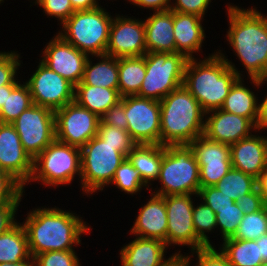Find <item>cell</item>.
Returning a JSON list of instances; mask_svg holds the SVG:
<instances>
[{
	"instance_id": "cell-1",
	"label": "cell",
	"mask_w": 267,
	"mask_h": 266,
	"mask_svg": "<svg viewBox=\"0 0 267 266\" xmlns=\"http://www.w3.org/2000/svg\"><path fill=\"white\" fill-rule=\"evenodd\" d=\"M25 221L23 226L33 258L48 251L73 250V244H80L81 234L91 229L78 216L59 208L33 210Z\"/></svg>"
},
{
	"instance_id": "cell-2",
	"label": "cell",
	"mask_w": 267,
	"mask_h": 266,
	"mask_svg": "<svg viewBox=\"0 0 267 266\" xmlns=\"http://www.w3.org/2000/svg\"><path fill=\"white\" fill-rule=\"evenodd\" d=\"M208 57L201 63L194 57L189 58L183 80V86L205 113L220 109L232 85L241 78L240 71L222 53L216 52Z\"/></svg>"
},
{
	"instance_id": "cell-3",
	"label": "cell",
	"mask_w": 267,
	"mask_h": 266,
	"mask_svg": "<svg viewBox=\"0 0 267 266\" xmlns=\"http://www.w3.org/2000/svg\"><path fill=\"white\" fill-rule=\"evenodd\" d=\"M229 44L245 66L250 78L257 79L267 62V17L253 9L228 5Z\"/></svg>"
},
{
	"instance_id": "cell-4",
	"label": "cell",
	"mask_w": 267,
	"mask_h": 266,
	"mask_svg": "<svg viewBox=\"0 0 267 266\" xmlns=\"http://www.w3.org/2000/svg\"><path fill=\"white\" fill-rule=\"evenodd\" d=\"M160 144H190L204 132V116L199 102L181 86L160 101Z\"/></svg>"
},
{
	"instance_id": "cell-5",
	"label": "cell",
	"mask_w": 267,
	"mask_h": 266,
	"mask_svg": "<svg viewBox=\"0 0 267 266\" xmlns=\"http://www.w3.org/2000/svg\"><path fill=\"white\" fill-rule=\"evenodd\" d=\"M162 187L154 194L198 195L200 189L199 165L189 144L163 146L160 173Z\"/></svg>"
},
{
	"instance_id": "cell-6",
	"label": "cell",
	"mask_w": 267,
	"mask_h": 266,
	"mask_svg": "<svg viewBox=\"0 0 267 266\" xmlns=\"http://www.w3.org/2000/svg\"><path fill=\"white\" fill-rule=\"evenodd\" d=\"M112 17L103 8L75 11L59 32L65 41L89 56L105 55Z\"/></svg>"
},
{
	"instance_id": "cell-7",
	"label": "cell",
	"mask_w": 267,
	"mask_h": 266,
	"mask_svg": "<svg viewBox=\"0 0 267 266\" xmlns=\"http://www.w3.org/2000/svg\"><path fill=\"white\" fill-rule=\"evenodd\" d=\"M187 61L188 58L179 52H147L146 75L137 96L161 101L183 86Z\"/></svg>"
},
{
	"instance_id": "cell-8",
	"label": "cell",
	"mask_w": 267,
	"mask_h": 266,
	"mask_svg": "<svg viewBox=\"0 0 267 266\" xmlns=\"http://www.w3.org/2000/svg\"><path fill=\"white\" fill-rule=\"evenodd\" d=\"M104 142L97 135L80 148L81 176L80 179L85 193L103 190L105 185L111 184L116 169L127 158L115 148Z\"/></svg>"
},
{
	"instance_id": "cell-9",
	"label": "cell",
	"mask_w": 267,
	"mask_h": 266,
	"mask_svg": "<svg viewBox=\"0 0 267 266\" xmlns=\"http://www.w3.org/2000/svg\"><path fill=\"white\" fill-rule=\"evenodd\" d=\"M81 176V151L79 147L54 140L33 159V181L49 186L71 183L74 175Z\"/></svg>"
},
{
	"instance_id": "cell-10",
	"label": "cell",
	"mask_w": 267,
	"mask_h": 266,
	"mask_svg": "<svg viewBox=\"0 0 267 266\" xmlns=\"http://www.w3.org/2000/svg\"><path fill=\"white\" fill-rule=\"evenodd\" d=\"M12 124L32 159L56 139L55 112L49 108L33 104Z\"/></svg>"
},
{
	"instance_id": "cell-11",
	"label": "cell",
	"mask_w": 267,
	"mask_h": 266,
	"mask_svg": "<svg viewBox=\"0 0 267 266\" xmlns=\"http://www.w3.org/2000/svg\"><path fill=\"white\" fill-rule=\"evenodd\" d=\"M127 131L137 144H160V101L134 96L124 97Z\"/></svg>"
},
{
	"instance_id": "cell-12",
	"label": "cell",
	"mask_w": 267,
	"mask_h": 266,
	"mask_svg": "<svg viewBox=\"0 0 267 266\" xmlns=\"http://www.w3.org/2000/svg\"><path fill=\"white\" fill-rule=\"evenodd\" d=\"M100 118L75 101L55 111L56 140L83 147L97 135Z\"/></svg>"
},
{
	"instance_id": "cell-13",
	"label": "cell",
	"mask_w": 267,
	"mask_h": 266,
	"mask_svg": "<svg viewBox=\"0 0 267 266\" xmlns=\"http://www.w3.org/2000/svg\"><path fill=\"white\" fill-rule=\"evenodd\" d=\"M193 194L165 196L167 211V246L188 245L192 251L207 245L196 235L193 225Z\"/></svg>"
},
{
	"instance_id": "cell-14",
	"label": "cell",
	"mask_w": 267,
	"mask_h": 266,
	"mask_svg": "<svg viewBox=\"0 0 267 266\" xmlns=\"http://www.w3.org/2000/svg\"><path fill=\"white\" fill-rule=\"evenodd\" d=\"M33 104L54 112L74 102L75 86L42 62L28 82Z\"/></svg>"
},
{
	"instance_id": "cell-15",
	"label": "cell",
	"mask_w": 267,
	"mask_h": 266,
	"mask_svg": "<svg viewBox=\"0 0 267 266\" xmlns=\"http://www.w3.org/2000/svg\"><path fill=\"white\" fill-rule=\"evenodd\" d=\"M189 145L199 165L200 188L216 185L232 168L230 145L203 134Z\"/></svg>"
},
{
	"instance_id": "cell-16",
	"label": "cell",
	"mask_w": 267,
	"mask_h": 266,
	"mask_svg": "<svg viewBox=\"0 0 267 266\" xmlns=\"http://www.w3.org/2000/svg\"><path fill=\"white\" fill-rule=\"evenodd\" d=\"M147 53L144 21L117 16L113 18L105 54L120 57H141Z\"/></svg>"
},
{
	"instance_id": "cell-17",
	"label": "cell",
	"mask_w": 267,
	"mask_h": 266,
	"mask_svg": "<svg viewBox=\"0 0 267 266\" xmlns=\"http://www.w3.org/2000/svg\"><path fill=\"white\" fill-rule=\"evenodd\" d=\"M41 62L49 69L67 79L74 86L79 84L84 75L88 55L81 52L60 35H56L44 49Z\"/></svg>"
},
{
	"instance_id": "cell-18",
	"label": "cell",
	"mask_w": 267,
	"mask_h": 266,
	"mask_svg": "<svg viewBox=\"0 0 267 266\" xmlns=\"http://www.w3.org/2000/svg\"><path fill=\"white\" fill-rule=\"evenodd\" d=\"M0 171L9 173L23 187L33 172V159L24 150L13 124L0 122Z\"/></svg>"
},
{
	"instance_id": "cell-19",
	"label": "cell",
	"mask_w": 267,
	"mask_h": 266,
	"mask_svg": "<svg viewBox=\"0 0 267 266\" xmlns=\"http://www.w3.org/2000/svg\"><path fill=\"white\" fill-rule=\"evenodd\" d=\"M212 112V113H210ZM211 114L204 120L203 135L219 143L231 145L241 139L248 138L255 125L243 116L228 113L222 109H215L205 114Z\"/></svg>"
},
{
	"instance_id": "cell-20",
	"label": "cell",
	"mask_w": 267,
	"mask_h": 266,
	"mask_svg": "<svg viewBox=\"0 0 267 266\" xmlns=\"http://www.w3.org/2000/svg\"><path fill=\"white\" fill-rule=\"evenodd\" d=\"M232 168L259 179L267 168L266 137L251 135L230 145Z\"/></svg>"
},
{
	"instance_id": "cell-21",
	"label": "cell",
	"mask_w": 267,
	"mask_h": 266,
	"mask_svg": "<svg viewBox=\"0 0 267 266\" xmlns=\"http://www.w3.org/2000/svg\"><path fill=\"white\" fill-rule=\"evenodd\" d=\"M152 198L140 210L131 233L147 239H156L167 246V211L165 196L152 193Z\"/></svg>"
},
{
	"instance_id": "cell-22",
	"label": "cell",
	"mask_w": 267,
	"mask_h": 266,
	"mask_svg": "<svg viewBox=\"0 0 267 266\" xmlns=\"http://www.w3.org/2000/svg\"><path fill=\"white\" fill-rule=\"evenodd\" d=\"M166 244L160 240L137 237L121 249L122 266H169L182 254L164 259Z\"/></svg>"
},
{
	"instance_id": "cell-23",
	"label": "cell",
	"mask_w": 267,
	"mask_h": 266,
	"mask_svg": "<svg viewBox=\"0 0 267 266\" xmlns=\"http://www.w3.org/2000/svg\"><path fill=\"white\" fill-rule=\"evenodd\" d=\"M147 52L176 53L173 11L155 12L144 21Z\"/></svg>"
},
{
	"instance_id": "cell-24",
	"label": "cell",
	"mask_w": 267,
	"mask_h": 266,
	"mask_svg": "<svg viewBox=\"0 0 267 266\" xmlns=\"http://www.w3.org/2000/svg\"><path fill=\"white\" fill-rule=\"evenodd\" d=\"M202 17L195 14L173 11V31L176 42V52L193 58L194 52L200 51L205 33L201 24Z\"/></svg>"
},
{
	"instance_id": "cell-25",
	"label": "cell",
	"mask_w": 267,
	"mask_h": 266,
	"mask_svg": "<svg viewBox=\"0 0 267 266\" xmlns=\"http://www.w3.org/2000/svg\"><path fill=\"white\" fill-rule=\"evenodd\" d=\"M118 89L92 85H76L74 101L81 107L95 113L99 118L113 105L121 101Z\"/></svg>"
},
{
	"instance_id": "cell-26",
	"label": "cell",
	"mask_w": 267,
	"mask_h": 266,
	"mask_svg": "<svg viewBox=\"0 0 267 266\" xmlns=\"http://www.w3.org/2000/svg\"><path fill=\"white\" fill-rule=\"evenodd\" d=\"M162 157L163 145L161 144H139L127 154V159L139 172L147 186L151 184V180L158 179Z\"/></svg>"
},
{
	"instance_id": "cell-27",
	"label": "cell",
	"mask_w": 267,
	"mask_h": 266,
	"mask_svg": "<svg viewBox=\"0 0 267 266\" xmlns=\"http://www.w3.org/2000/svg\"><path fill=\"white\" fill-rule=\"evenodd\" d=\"M96 57L101 58V61L94 65L88 57L84 67L83 79L77 85L118 89V58L106 54Z\"/></svg>"
},
{
	"instance_id": "cell-28",
	"label": "cell",
	"mask_w": 267,
	"mask_h": 266,
	"mask_svg": "<svg viewBox=\"0 0 267 266\" xmlns=\"http://www.w3.org/2000/svg\"><path fill=\"white\" fill-rule=\"evenodd\" d=\"M145 75V55L118 58V91L121 97L138 95Z\"/></svg>"
},
{
	"instance_id": "cell-29",
	"label": "cell",
	"mask_w": 267,
	"mask_h": 266,
	"mask_svg": "<svg viewBox=\"0 0 267 266\" xmlns=\"http://www.w3.org/2000/svg\"><path fill=\"white\" fill-rule=\"evenodd\" d=\"M257 102L254 92L242 84V78H238L220 109L248 118L255 125L258 117Z\"/></svg>"
},
{
	"instance_id": "cell-30",
	"label": "cell",
	"mask_w": 267,
	"mask_h": 266,
	"mask_svg": "<svg viewBox=\"0 0 267 266\" xmlns=\"http://www.w3.org/2000/svg\"><path fill=\"white\" fill-rule=\"evenodd\" d=\"M31 257L23 224L17 223L9 231L0 235V263H18Z\"/></svg>"
},
{
	"instance_id": "cell-31",
	"label": "cell",
	"mask_w": 267,
	"mask_h": 266,
	"mask_svg": "<svg viewBox=\"0 0 267 266\" xmlns=\"http://www.w3.org/2000/svg\"><path fill=\"white\" fill-rule=\"evenodd\" d=\"M231 266H262L259 245L256 240L225 239L220 249Z\"/></svg>"
},
{
	"instance_id": "cell-32",
	"label": "cell",
	"mask_w": 267,
	"mask_h": 266,
	"mask_svg": "<svg viewBox=\"0 0 267 266\" xmlns=\"http://www.w3.org/2000/svg\"><path fill=\"white\" fill-rule=\"evenodd\" d=\"M33 105L27 84L14 81L6 85L5 104L0 109V122L12 124L19 115Z\"/></svg>"
},
{
	"instance_id": "cell-33",
	"label": "cell",
	"mask_w": 267,
	"mask_h": 266,
	"mask_svg": "<svg viewBox=\"0 0 267 266\" xmlns=\"http://www.w3.org/2000/svg\"><path fill=\"white\" fill-rule=\"evenodd\" d=\"M233 201L249 194L258 187V179L240 170L231 168L227 174L214 185Z\"/></svg>"
},
{
	"instance_id": "cell-34",
	"label": "cell",
	"mask_w": 267,
	"mask_h": 266,
	"mask_svg": "<svg viewBox=\"0 0 267 266\" xmlns=\"http://www.w3.org/2000/svg\"><path fill=\"white\" fill-rule=\"evenodd\" d=\"M267 234V205L254 213L244 214L233 239L257 240Z\"/></svg>"
},
{
	"instance_id": "cell-35",
	"label": "cell",
	"mask_w": 267,
	"mask_h": 266,
	"mask_svg": "<svg viewBox=\"0 0 267 266\" xmlns=\"http://www.w3.org/2000/svg\"><path fill=\"white\" fill-rule=\"evenodd\" d=\"M111 183L116 185L117 188L121 189V191H124L128 194L130 193L132 195L133 193L135 194L136 192L140 191L143 186H147L143 182L139 172L127 158L116 169Z\"/></svg>"
},
{
	"instance_id": "cell-36",
	"label": "cell",
	"mask_w": 267,
	"mask_h": 266,
	"mask_svg": "<svg viewBox=\"0 0 267 266\" xmlns=\"http://www.w3.org/2000/svg\"><path fill=\"white\" fill-rule=\"evenodd\" d=\"M97 136L121 154H128L137 144L132 140L127 130L120 129L99 122Z\"/></svg>"
},
{
	"instance_id": "cell-37",
	"label": "cell",
	"mask_w": 267,
	"mask_h": 266,
	"mask_svg": "<svg viewBox=\"0 0 267 266\" xmlns=\"http://www.w3.org/2000/svg\"><path fill=\"white\" fill-rule=\"evenodd\" d=\"M243 216V211L235 202L231 207L217 208L216 224L220 226L223 241L234 236Z\"/></svg>"
},
{
	"instance_id": "cell-38",
	"label": "cell",
	"mask_w": 267,
	"mask_h": 266,
	"mask_svg": "<svg viewBox=\"0 0 267 266\" xmlns=\"http://www.w3.org/2000/svg\"><path fill=\"white\" fill-rule=\"evenodd\" d=\"M193 225L196 235L207 245L212 246L209 237L205 232H209L217 227L216 213L203 202L195 208L193 206Z\"/></svg>"
},
{
	"instance_id": "cell-39",
	"label": "cell",
	"mask_w": 267,
	"mask_h": 266,
	"mask_svg": "<svg viewBox=\"0 0 267 266\" xmlns=\"http://www.w3.org/2000/svg\"><path fill=\"white\" fill-rule=\"evenodd\" d=\"M74 250L48 251L34 257L35 266H79Z\"/></svg>"
},
{
	"instance_id": "cell-40",
	"label": "cell",
	"mask_w": 267,
	"mask_h": 266,
	"mask_svg": "<svg viewBox=\"0 0 267 266\" xmlns=\"http://www.w3.org/2000/svg\"><path fill=\"white\" fill-rule=\"evenodd\" d=\"M24 187L9 173L0 171V206L20 203Z\"/></svg>"
},
{
	"instance_id": "cell-41",
	"label": "cell",
	"mask_w": 267,
	"mask_h": 266,
	"mask_svg": "<svg viewBox=\"0 0 267 266\" xmlns=\"http://www.w3.org/2000/svg\"><path fill=\"white\" fill-rule=\"evenodd\" d=\"M48 16L58 18L63 24L75 11L70 0H37Z\"/></svg>"
},
{
	"instance_id": "cell-42",
	"label": "cell",
	"mask_w": 267,
	"mask_h": 266,
	"mask_svg": "<svg viewBox=\"0 0 267 266\" xmlns=\"http://www.w3.org/2000/svg\"><path fill=\"white\" fill-rule=\"evenodd\" d=\"M197 196H200L204 201L203 203L209 206L215 213H217V208L231 207L235 202L215 186L200 188Z\"/></svg>"
},
{
	"instance_id": "cell-43",
	"label": "cell",
	"mask_w": 267,
	"mask_h": 266,
	"mask_svg": "<svg viewBox=\"0 0 267 266\" xmlns=\"http://www.w3.org/2000/svg\"><path fill=\"white\" fill-rule=\"evenodd\" d=\"M19 58V54L11 51L0 59V87L12 84L16 80V71L20 66Z\"/></svg>"
},
{
	"instance_id": "cell-44",
	"label": "cell",
	"mask_w": 267,
	"mask_h": 266,
	"mask_svg": "<svg viewBox=\"0 0 267 266\" xmlns=\"http://www.w3.org/2000/svg\"><path fill=\"white\" fill-rule=\"evenodd\" d=\"M100 121L104 125L118 127L123 130H127L128 121L125 115L124 97L121 98L117 104L113 105L107 112L101 117Z\"/></svg>"
},
{
	"instance_id": "cell-45",
	"label": "cell",
	"mask_w": 267,
	"mask_h": 266,
	"mask_svg": "<svg viewBox=\"0 0 267 266\" xmlns=\"http://www.w3.org/2000/svg\"><path fill=\"white\" fill-rule=\"evenodd\" d=\"M193 252L198 257L196 266H231L226 256L221 251H216L213 246H206Z\"/></svg>"
},
{
	"instance_id": "cell-46",
	"label": "cell",
	"mask_w": 267,
	"mask_h": 266,
	"mask_svg": "<svg viewBox=\"0 0 267 266\" xmlns=\"http://www.w3.org/2000/svg\"><path fill=\"white\" fill-rule=\"evenodd\" d=\"M244 214H251L263 209L266 206L264 197L259 187L249 194L243 195L235 201Z\"/></svg>"
},
{
	"instance_id": "cell-47",
	"label": "cell",
	"mask_w": 267,
	"mask_h": 266,
	"mask_svg": "<svg viewBox=\"0 0 267 266\" xmlns=\"http://www.w3.org/2000/svg\"><path fill=\"white\" fill-rule=\"evenodd\" d=\"M211 0H176L175 4L170 6L171 11L195 14L203 18L205 11Z\"/></svg>"
},
{
	"instance_id": "cell-48",
	"label": "cell",
	"mask_w": 267,
	"mask_h": 266,
	"mask_svg": "<svg viewBox=\"0 0 267 266\" xmlns=\"http://www.w3.org/2000/svg\"><path fill=\"white\" fill-rule=\"evenodd\" d=\"M20 203H9L0 206V235L13 228L17 222H15V212Z\"/></svg>"
},
{
	"instance_id": "cell-49",
	"label": "cell",
	"mask_w": 267,
	"mask_h": 266,
	"mask_svg": "<svg viewBox=\"0 0 267 266\" xmlns=\"http://www.w3.org/2000/svg\"><path fill=\"white\" fill-rule=\"evenodd\" d=\"M171 0H130L133 4L139 7L150 8L154 12H163L170 9Z\"/></svg>"
},
{
	"instance_id": "cell-50",
	"label": "cell",
	"mask_w": 267,
	"mask_h": 266,
	"mask_svg": "<svg viewBox=\"0 0 267 266\" xmlns=\"http://www.w3.org/2000/svg\"><path fill=\"white\" fill-rule=\"evenodd\" d=\"M267 129V96L261 104H258V117L255 123V129Z\"/></svg>"
},
{
	"instance_id": "cell-51",
	"label": "cell",
	"mask_w": 267,
	"mask_h": 266,
	"mask_svg": "<svg viewBox=\"0 0 267 266\" xmlns=\"http://www.w3.org/2000/svg\"><path fill=\"white\" fill-rule=\"evenodd\" d=\"M70 2L74 11H88L100 7L96 0H70Z\"/></svg>"
},
{
	"instance_id": "cell-52",
	"label": "cell",
	"mask_w": 267,
	"mask_h": 266,
	"mask_svg": "<svg viewBox=\"0 0 267 266\" xmlns=\"http://www.w3.org/2000/svg\"><path fill=\"white\" fill-rule=\"evenodd\" d=\"M256 243L259 245L260 256H262L264 264H267V234L258 238Z\"/></svg>"
},
{
	"instance_id": "cell-53",
	"label": "cell",
	"mask_w": 267,
	"mask_h": 266,
	"mask_svg": "<svg viewBox=\"0 0 267 266\" xmlns=\"http://www.w3.org/2000/svg\"><path fill=\"white\" fill-rule=\"evenodd\" d=\"M258 187L267 205V168L262 172L258 179Z\"/></svg>"
},
{
	"instance_id": "cell-54",
	"label": "cell",
	"mask_w": 267,
	"mask_h": 266,
	"mask_svg": "<svg viewBox=\"0 0 267 266\" xmlns=\"http://www.w3.org/2000/svg\"><path fill=\"white\" fill-rule=\"evenodd\" d=\"M250 80L256 86H260L261 84L265 83L264 81H267V62L259 77L257 79L250 78Z\"/></svg>"
},
{
	"instance_id": "cell-55",
	"label": "cell",
	"mask_w": 267,
	"mask_h": 266,
	"mask_svg": "<svg viewBox=\"0 0 267 266\" xmlns=\"http://www.w3.org/2000/svg\"><path fill=\"white\" fill-rule=\"evenodd\" d=\"M190 256H181L179 258H176L174 262H172L169 266H189Z\"/></svg>"
},
{
	"instance_id": "cell-56",
	"label": "cell",
	"mask_w": 267,
	"mask_h": 266,
	"mask_svg": "<svg viewBox=\"0 0 267 266\" xmlns=\"http://www.w3.org/2000/svg\"><path fill=\"white\" fill-rule=\"evenodd\" d=\"M0 266H35V260L31 257L28 260H23L18 263H0Z\"/></svg>"
},
{
	"instance_id": "cell-57",
	"label": "cell",
	"mask_w": 267,
	"mask_h": 266,
	"mask_svg": "<svg viewBox=\"0 0 267 266\" xmlns=\"http://www.w3.org/2000/svg\"><path fill=\"white\" fill-rule=\"evenodd\" d=\"M6 100V85L0 87V109L5 104Z\"/></svg>"
},
{
	"instance_id": "cell-58",
	"label": "cell",
	"mask_w": 267,
	"mask_h": 266,
	"mask_svg": "<svg viewBox=\"0 0 267 266\" xmlns=\"http://www.w3.org/2000/svg\"><path fill=\"white\" fill-rule=\"evenodd\" d=\"M6 54V52H0V59Z\"/></svg>"
}]
</instances>
